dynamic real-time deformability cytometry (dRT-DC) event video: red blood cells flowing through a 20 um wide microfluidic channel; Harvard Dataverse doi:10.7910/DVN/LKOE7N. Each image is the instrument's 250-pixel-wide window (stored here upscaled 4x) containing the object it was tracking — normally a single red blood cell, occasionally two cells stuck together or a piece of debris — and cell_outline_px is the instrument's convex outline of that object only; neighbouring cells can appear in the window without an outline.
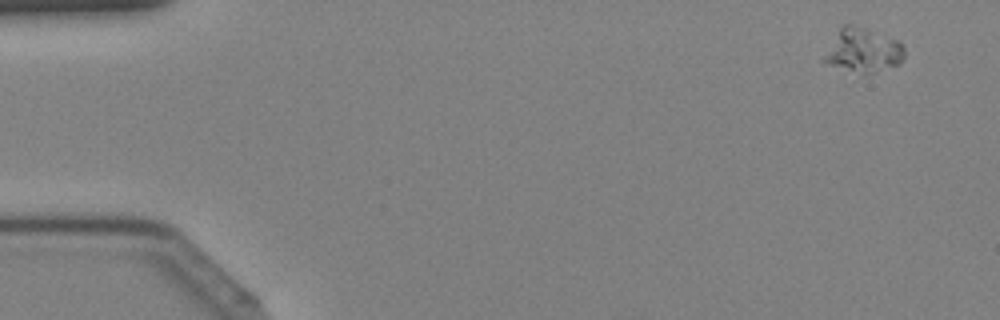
{"species": "Egyptian fruit bat (a non-hibernating species)", "species_latin": "Rousettus aegyptiacus", "temperature_condition": "cold", "stored_images_in_passage": 41, "camera_frame_rate_fps": 3000, "um_per_image_px": 0.085, "animal": {"sex": "female"}, "frame": {"image": 1, "passage_image": 1, "time_ms": 0.0, "image_size_px": [1000, 320], "cell_outline_px": [[904, 60], [900, 64], [872, 72], [864, 72], [828, 64], [820, 60], [840, 28], [844, 24], [852, 24], [900, 40], [904, 48]], "centroid_in_image_um": [73.39, 4.25], "position_along_channel_um": 11.6, "area_um2": 20.11}}
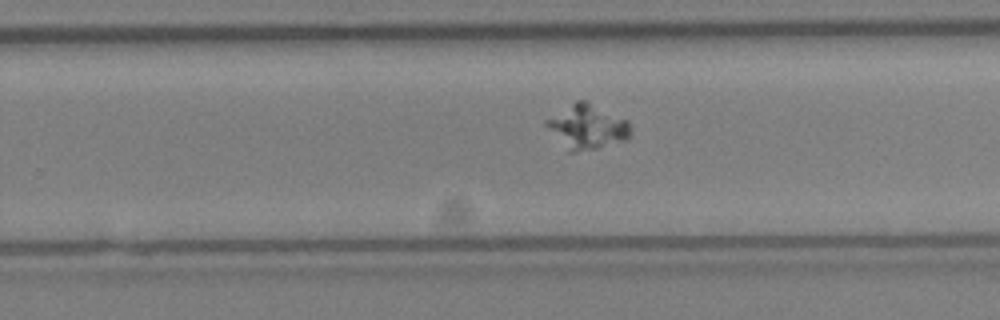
{"frame": {"image": 2, "passage_image": 26, "time_ms": 8.333, "image_size_px": [1000, 320], "cell_outline_px": [[632, 132], [624, 140], [596, 148], [576, 152], [568, 152], [544, 124], [544, 120], [576, 100], [588, 100], [628, 120]], "centroid_in_image_um": [49.9, 10.75], "position_along_channel_um": 279.9, "area_um2": 21.85}}
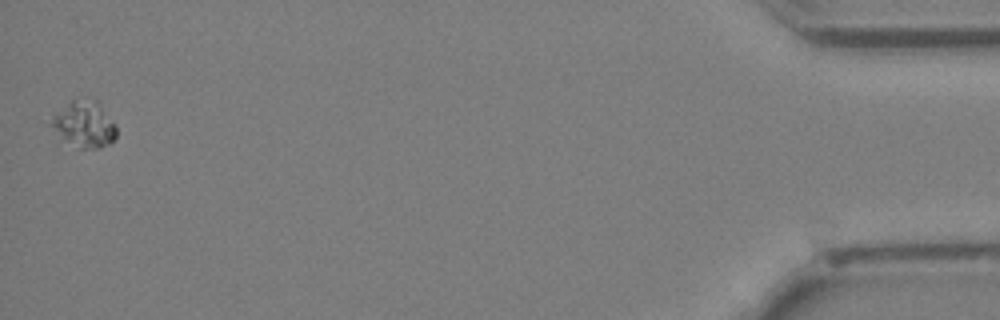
{"frame": {"image": 3, "passage_image": 41, "time_ms": 13.333, "image_size_px": [1000, 320], "cell_outline_px": [[116, 136], [108, 144], [100, 148], [76, 148], [48, 124], [52, 116], [68, 100], [84, 96], [96, 100], [116, 124]], "centroid_in_image_um": [7.15, 10.5], "position_along_channel_um": 428.1, "area_um2": 17.74}}